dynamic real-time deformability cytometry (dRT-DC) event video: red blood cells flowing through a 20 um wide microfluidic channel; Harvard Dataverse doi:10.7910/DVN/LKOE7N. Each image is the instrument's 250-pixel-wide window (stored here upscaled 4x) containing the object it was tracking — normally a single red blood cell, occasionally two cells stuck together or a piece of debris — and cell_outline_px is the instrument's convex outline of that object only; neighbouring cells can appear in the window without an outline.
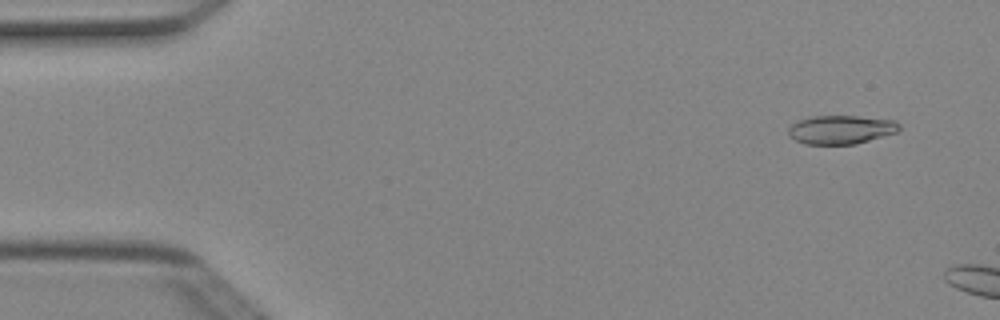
{"species": "Egyptian fruit bat (a non-hibernating species)", "species_latin": "Rousettus aegyptiacus", "temperature_condition": "cold", "stored_images_in_passage": 3, "camera_frame_rate_fps": 3000, "um_per_image_px": 0.085, "animal": {"sex": "female"}, "frame": {"image": 1, "passage_image": 2, "time_ms": 0.333, "image_size_px": [1000, 320], "cell_outline_px": [[900, 132], [856, 144], [804, 144], [788, 136], [788, 128], [792, 124], [800, 120], [812, 116], [856, 116], [896, 120], [900, 124]], "centroid_in_image_um": [71.52, 11.02], "position_along_channel_um": 13.5, "area_um2": 18.73}}